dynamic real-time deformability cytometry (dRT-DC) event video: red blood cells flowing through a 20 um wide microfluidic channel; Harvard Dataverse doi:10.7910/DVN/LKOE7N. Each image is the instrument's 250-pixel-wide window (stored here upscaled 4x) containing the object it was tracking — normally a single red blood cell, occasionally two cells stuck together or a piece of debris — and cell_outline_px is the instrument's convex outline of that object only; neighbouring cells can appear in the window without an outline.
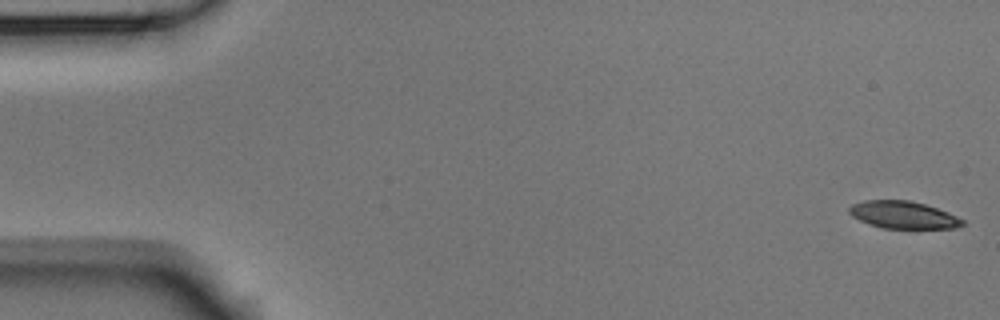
{"species": "Egyptian fruit bat (a non-hibernating species)", "species_latin": "Rousettus aegyptiacus", "temperature_condition": "room temperature", "stored_images_in_passage": 5, "camera_frame_rate_fps": 3000, "um_per_image_px": 0.085, "animal": {"sex": "male"}, "frame": {"image": 1, "passage_image": 1, "time_ms": 0.0, "image_size_px": [1000, 320], "cell_outline_px": [[964, 224], [952, 228], [884, 228], [868, 224], [852, 216], [848, 212], [848, 208], [852, 204], [864, 200], [908, 200], [924, 204], [948, 212], [964, 220]], "centroid_in_image_um": [76.74, 18.26], "position_along_channel_um": 8.3, "area_um2": 17.92}}